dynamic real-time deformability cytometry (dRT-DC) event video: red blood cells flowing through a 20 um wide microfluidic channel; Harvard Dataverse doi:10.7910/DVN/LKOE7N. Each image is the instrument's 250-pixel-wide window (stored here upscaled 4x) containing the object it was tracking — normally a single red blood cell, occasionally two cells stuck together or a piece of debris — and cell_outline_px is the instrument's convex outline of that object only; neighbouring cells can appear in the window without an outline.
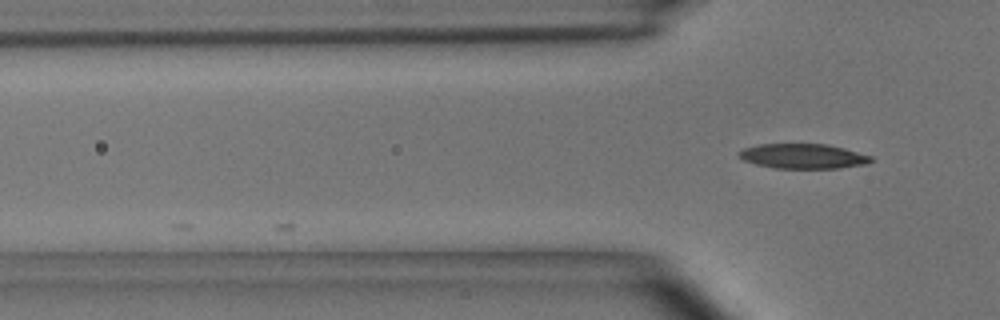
{"species": "common noctule bat (a hibernating species)", "species_latin": "Nyctalus noctula", "temperature_condition": "room temperature", "stored_images_in_passage": 3, "camera_frame_rate_fps": 3000, "um_per_image_px": 0.085, "animal": {"sex": "male", "body_mass_g": 15.6}, "frame": {"image": 1, "passage_image": 3, "time_ms": 0.667, "image_size_px": [1000, 320], "cell_outline_px": [[876, 160], [868, 164], [840, 168], [776, 168], [756, 164], [744, 160], [736, 156], [736, 152], [744, 148], [760, 144], [828, 144], [844, 148], [872, 156]], "centroid_in_image_um": [68.29, 13.27], "position_along_channel_um": 57.5, "area_um2": 19.31}}